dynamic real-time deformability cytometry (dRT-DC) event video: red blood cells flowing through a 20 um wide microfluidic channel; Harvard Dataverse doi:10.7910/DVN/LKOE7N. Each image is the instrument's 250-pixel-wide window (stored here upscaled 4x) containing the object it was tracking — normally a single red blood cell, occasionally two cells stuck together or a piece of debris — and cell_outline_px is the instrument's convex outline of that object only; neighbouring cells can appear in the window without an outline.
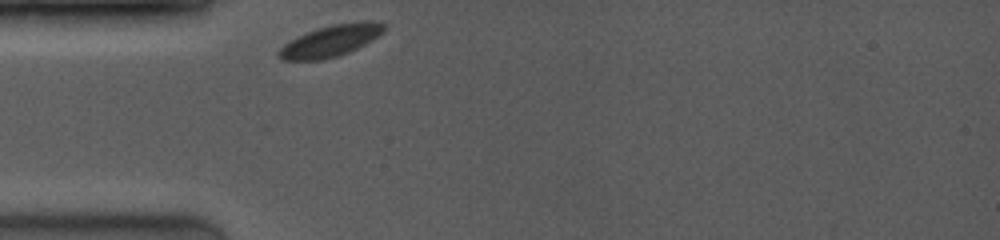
{"species": "common noctule bat (a hibernating species)", "species_latin": "Nyctalus noctula", "temperature_condition": "room temperature", "stored_images_in_passage": 7, "camera_frame_rate_fps": 4000, "um_per_image_px": 0.085, "animal": {"sex": "female", "body_mass_g": 19.0, "forearm_length_mm": 53.3}, "frame": {"image": 1, "passage_image": 1, "time_ms": 0.0, "image_size_px": [1000, 240], "cell_outline_px": [[384, 28], [376, 36], [364, 44], [356, 48], [336, 56], [320, 60], [280, 60], [276, 52], [284, 44], [308, 32], [320, 28], [336, 24], [384, 24]], "centroid_in_image_um": [27.94, 3.55], "position_along_channel_um": 57.1, "area_um2": 17.86}}
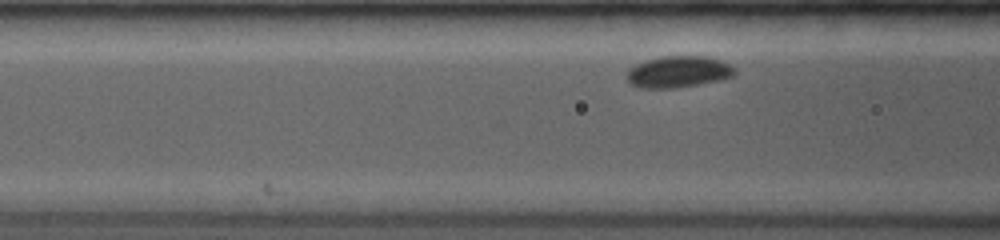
{"frame": {"image": 2, "passage_image": 7, "time_ms": 1.5, "image_size_px": [1000, 240], "cell_outline_px": [[736, 72], [732, 76], [716, 80], [696, 84], [672, 88], [644, 88], [632, 84], [628, 80], [628, 72], [636, 64], [648, 60], [664, 56], [704, 56], [728, 64]], "centroid_in_image_um": [57.63, 6.1], "position_along_channel_um": 109.0, "area_um2": 19.02}}